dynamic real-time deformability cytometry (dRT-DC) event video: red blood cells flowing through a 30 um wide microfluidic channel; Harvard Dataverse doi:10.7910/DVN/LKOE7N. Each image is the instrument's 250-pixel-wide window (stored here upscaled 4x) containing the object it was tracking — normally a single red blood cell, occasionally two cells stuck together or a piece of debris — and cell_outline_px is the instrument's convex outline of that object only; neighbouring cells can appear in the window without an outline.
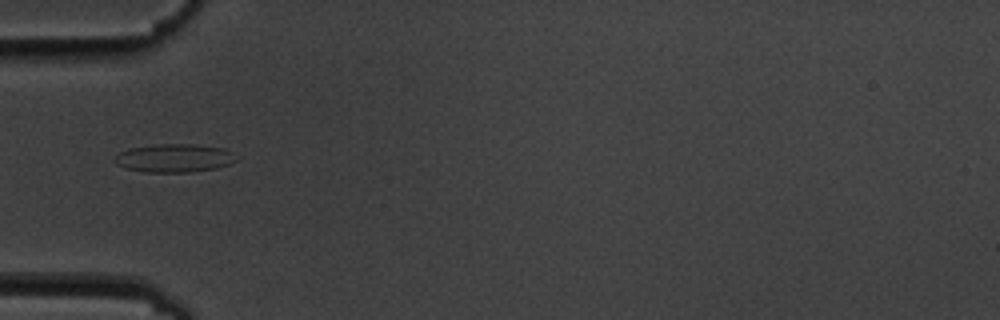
{"species": "common noctule bat (a hibernating species)", "species_latin": "Nyctalus noctula", "temperature_condition": "cold", "stored_images_in_passage": 11, "camera_frame_rate_fps": 3000, "um_per_image_px": 0.085, "animal": {"sex": "male", "body_mass_g": 19.5, "forearm_length_mm": 54.6}, "frame": {"image": 1, "passage_image": 1, "time_ms": 0.0, "image_size_px": [1000, 320], "cell_outline_px": [[240, 156], [236, 160], [228, 164], [216, 168], [192, 172], [144, 172], [124, 168], [116, 164], [112, 160], [120, 152], [128, 148], [156, 144], [192, 144], [224, 148]], "centroid_in_image_um": [14.81, 13.43], "position_along_channel_um": 70.2, "area_um2": 20.29}}
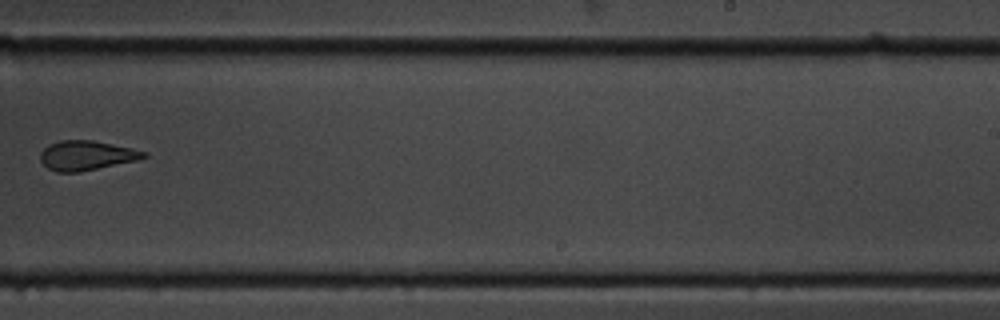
{"frame": {"image": 2, "passage_image": 6, "time_ms": 6.0, "image_size_px": [1000, 320], "cell_outline_px": [[148, 156], [136, 160], [80, 172], [56, 172], [48, 168], [40, 160], [40, 152], [48, 144], [60, 140], [92, 140], [132, 148], [148, 152]], "centroid_in_image_um": [7.33, 13.21], "position_along_channel_um": 281.7, "area_um2": 17.8}}
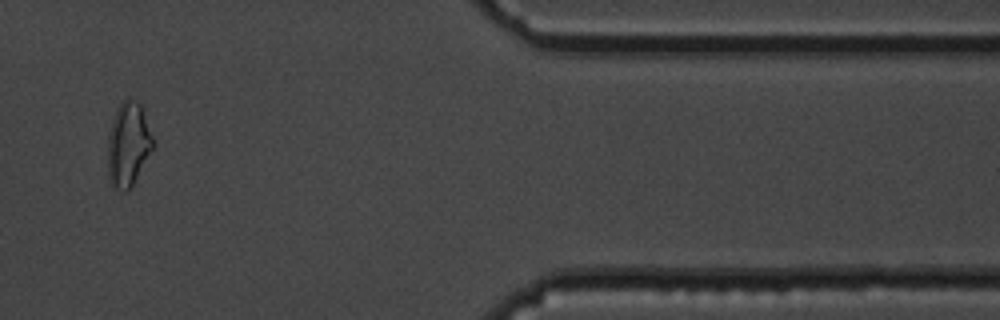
{"frame": {"image": 3, "passage_image": 9, "time_ms": 10.333, "image_size_px": [1000, 320], "cell_outline_px": [[152, 148], [132, 184], [124, 192], [116, 188], [112, 184], [108, 176], [108, 136], [112, 120], [120, 104], [128, 96], [140, 104], [152, 136]], "centroid_in_image_um": [10.86, 12.24], "position_along_channel_um": 400.5, "area_um2": 21.39}, "authors_computed_cell_mechanics": {"area_um2": 18.5538, "velocity_mm_per_s": 3.5398, "shape_relaxation_time_tau1_ms": null, "shape_relaxation_time_tau2_ms": 2.5738, "deformation_change_tau1": null, "deformation_change_tau2": 0.067}}